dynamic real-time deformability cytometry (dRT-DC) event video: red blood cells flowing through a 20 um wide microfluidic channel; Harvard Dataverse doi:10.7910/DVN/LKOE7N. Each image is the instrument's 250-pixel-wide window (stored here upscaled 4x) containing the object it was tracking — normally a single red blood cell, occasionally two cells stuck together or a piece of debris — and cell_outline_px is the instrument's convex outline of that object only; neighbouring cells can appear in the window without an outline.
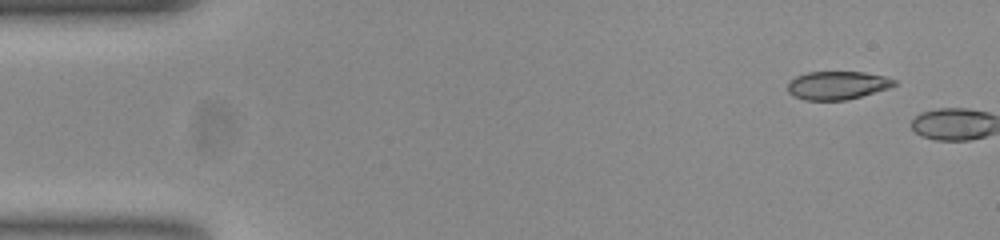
{"species": "common noctule bat (a hibernating species)", "species_latin": "Nyctalus noctula", "temperature_condition": "room temperature", "stored_images_in_passage": 3, "camera_frame_rate_fps": 3000, "um_per_image_px": 0.085, "animal": {"sex": "female", "body_mass_g": 23.0, "forearm_length_mm": 53.4}, "frame": {"image": 1, "passage_image": 1, "time_ms": 0.0, "image_size_px": [1000, 240], "cell_outline_px": [[896, 84], [888, 88], [860, 96], [844, 100], [804, 100], [788, 92], [788, 84], [796, 76], [808, 72], [864, 72], [884, 76], [896, 80]], "centroid_in_image_um": [71.17, 7.24], "position_along_channel_um": 13.8, "area_um2": 17.28}}